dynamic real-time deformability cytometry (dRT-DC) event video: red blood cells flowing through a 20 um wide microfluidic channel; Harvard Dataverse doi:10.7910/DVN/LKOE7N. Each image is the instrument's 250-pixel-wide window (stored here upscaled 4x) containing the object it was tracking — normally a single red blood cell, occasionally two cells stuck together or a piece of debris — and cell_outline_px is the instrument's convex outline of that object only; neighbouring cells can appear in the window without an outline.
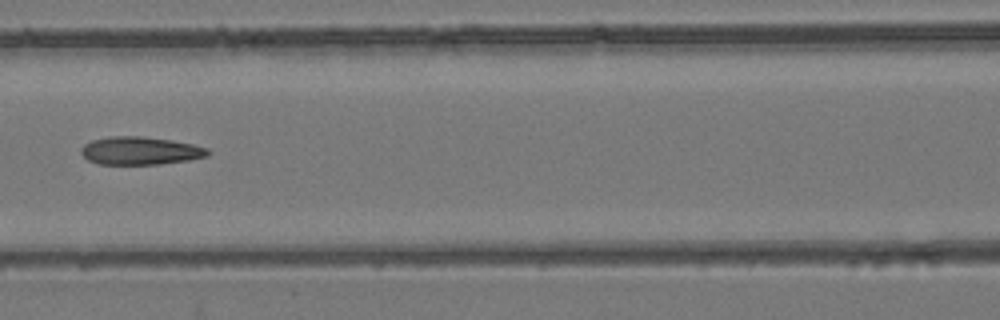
{"species": "common noctule bat (a hibernating species)", "species_latin": "Nyctalus noctula", "temperature_condition": "room temperature", "stored_images_in_passage": 4, "camera_frame_rate_fps": 3000, "um_per_image_px": 0.085, "animal": {"sex": "female", "body_mass_g": 24.6, "forearm_length_mm": 56.2}, "frame": {"image": 1, "passage_image": 4, "time_ms": 3.333, "image_size_px": [1000, 320], "cell_outline_px": [[212, 152], [208, 156], [188, 160], [160, 164], [100, 164], [88, 160], [80, 152], [80, 148], [84, 144], [92, 140], [108, 136], [140, 136], [172, 140], [192, 144], [208, 148]], "centroid_in_image_um": [11.93, 12.81], "position_along_channel_um": 154.7, "area_um2": 20.75}}